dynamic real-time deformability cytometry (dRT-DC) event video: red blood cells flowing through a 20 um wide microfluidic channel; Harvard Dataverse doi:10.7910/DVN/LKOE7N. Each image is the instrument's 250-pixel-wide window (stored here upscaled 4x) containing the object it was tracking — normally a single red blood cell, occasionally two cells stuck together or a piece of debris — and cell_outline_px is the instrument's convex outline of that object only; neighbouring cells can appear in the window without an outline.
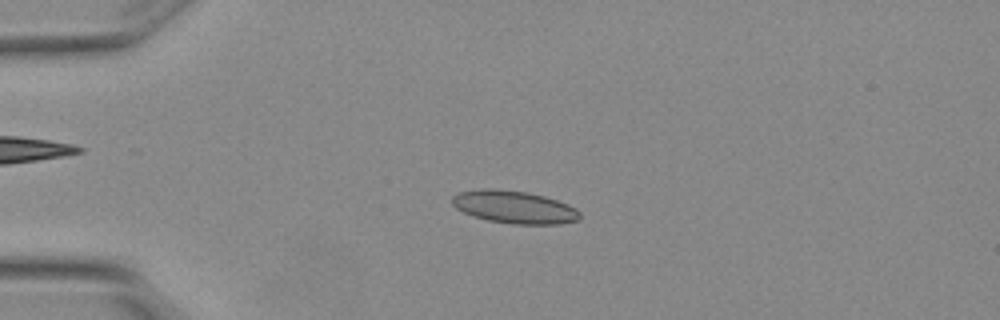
{"species": "Egyptian fruit bat (a non-hibernating species)", "species_latin": "Rousettus aegyptiacus", "temperature_condition": "warm", "stored_images_in_passage": 4, "camera_frame_rate_fps": 3000, "um_per_image_px": 0.085, "animal": {"sex": "female"}, "frame": {"image": 1, "passage_image": 3, "time_ms": 0.667, "image_size_px": [1000, 320], "cell_outline_px": [[580, 220], [560, 224], [512, 224], [488, 220], [472, 216], [456, 208], [452, 204], [452, 196], [460, 192], [480, 188], [492, 188], [528, 192], [544, 196], [568, 204], [576, 208], [580, 212]], "centroid_in_image_um": [43.72, 17.6], "position_along_channel_um": 41.3, "area_um2": 24.45}}